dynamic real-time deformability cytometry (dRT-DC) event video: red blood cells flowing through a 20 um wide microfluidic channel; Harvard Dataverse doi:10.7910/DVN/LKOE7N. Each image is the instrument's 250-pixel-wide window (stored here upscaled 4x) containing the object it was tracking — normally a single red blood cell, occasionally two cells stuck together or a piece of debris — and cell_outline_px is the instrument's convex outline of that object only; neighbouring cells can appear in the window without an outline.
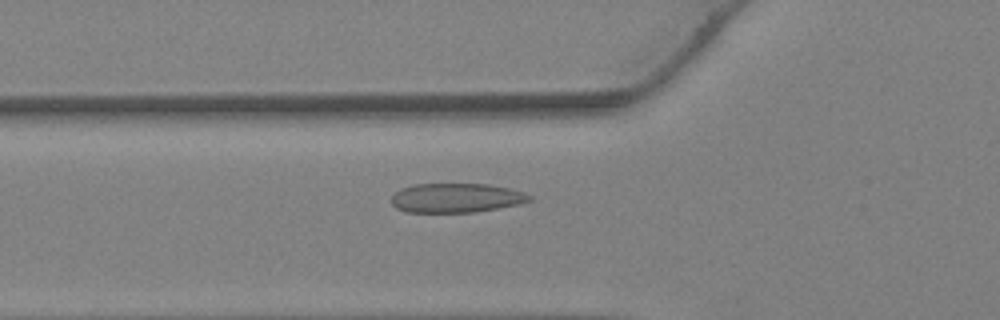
{"species": "Egyptian fruit bat (a non-hibernating species)", "species_latin": "Rousettus aegyptiacus", "temperature_condition": "warm", "stored_images_in_passage": 29, "camera_frame_rate_fps": 3000, "um_per_image_px": 0.085, "animal": {"sex": "female"}, "frame": {"image": 1, "passage_image": 5, "time_ms": 1.333, "image_size_px": [1000, 320], "cell_outline_px": [[532, 200], [520, 204], [476, 212], [408, 212], [396, 208], [392, 204], [392, 196], [400, 188], [412, 184], [488, 184], [508, 188], [524, 192], [532, 196]], "centroid_in_image_um": [38.78, 16.82], "position_along_channel_um": 87.0, "area_um2": 23.64}}
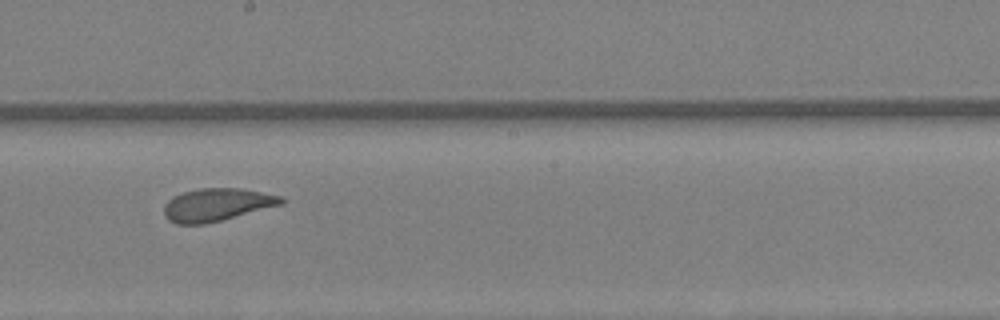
{"frame": {"image": 2, "passage_image": 13, "time_ms": 4.0, "image_size_px": [1000, 320], "cell_outline_px": [[284, 204], [204, 224], [176, 224], [168, 220], [164, 216], [164, 204], [172, 196], [184, 192], [200, 188], [244, 188], [284, 196]], "centroid_in_image_um": [18.44, 17.39], "position_along_channel_um": 229.8, "area_um2": 22.54}}
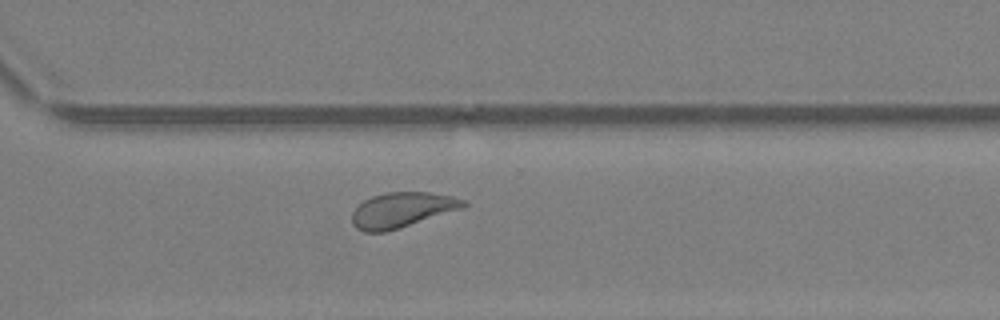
{"frame": {"image": 3, "passage_image": 19, "time_ms": 6.0, "image_size_px": [1000, 320], "cell_outline_px": [[468, 204], [464, 208], [400, 228], [384, 232], [364, 232], [356, 228], [352, 224], [352, 212], [364, 200], [372, 196], [384, 192], [432, 192], [452, 196], [468, 200]], "centroid_in_image_um": [34.2, 17.84], "position_along_channel_um": 336.4, "area_um2": 23.06}}